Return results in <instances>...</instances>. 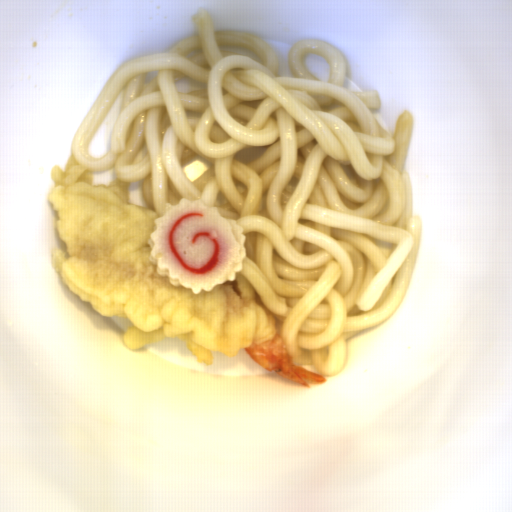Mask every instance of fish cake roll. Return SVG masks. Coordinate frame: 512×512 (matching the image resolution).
I'll return each mask as SVG.
<instances>
[{"mask_svg":"<svg viewBox=\"0 0 512 512\" xmlns=\"http://www.w3.org/2000/svg\"><path fill=\"white\" fill-rule=\"evenodd\" d=\"M154 222L156 230L147 238L149 261L173 286L188 288L193 295L212 292L242 272L247 256L244 228L204 199L166 202L164 214Z\"/></svg>","mask_w":512,"mask_h":512,"instance_id":"1","label":"fish cake roll"}]
</instances>
